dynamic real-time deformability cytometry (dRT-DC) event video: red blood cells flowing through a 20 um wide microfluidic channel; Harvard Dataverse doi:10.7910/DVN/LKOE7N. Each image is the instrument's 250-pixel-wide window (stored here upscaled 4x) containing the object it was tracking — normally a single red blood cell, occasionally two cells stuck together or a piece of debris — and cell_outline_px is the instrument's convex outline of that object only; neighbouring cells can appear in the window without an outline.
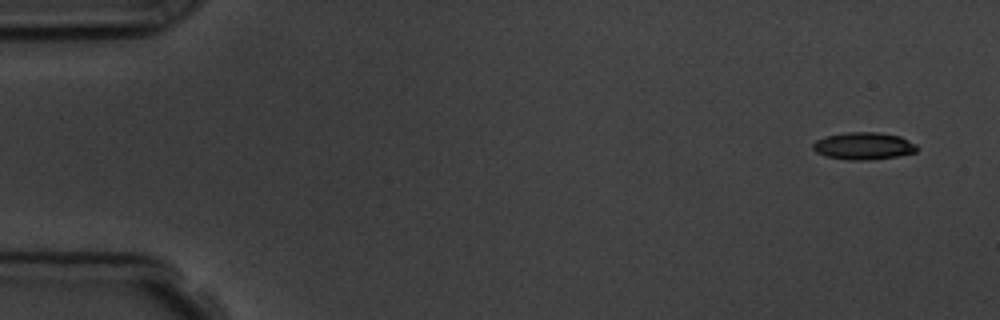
{"species": "common noctule bat (a hibernating species)", "species_latin": "Nyctalus noctula", "temperature_condition": "room temperature", "stored_images_in_passage": 4, "camera_frame_rate_fps": 3000, "um_per_image_px": 0.085, "animal": {"sex": "male", "body_mass_g": 19.5, "forearm_length_mm": 54.6}, "frame": {"image": 1, "passage_image": 1, "time_ms": 0.0, "image_size_px": [1000, 320], "cell_outline_px": [[920, 148], [916, 152], [896, 156], [868, 160], [848, 160], [824, 156], [816, 152], [812, 148], [812, 144], [816, 140], [824, 136], [844, 132], [880, 132], [900, 136], [916, 144]], "centroid_in_image_um": [73.39, 12.4], "position_along_channel_um": 11.6, "area_um2": 16.76}}